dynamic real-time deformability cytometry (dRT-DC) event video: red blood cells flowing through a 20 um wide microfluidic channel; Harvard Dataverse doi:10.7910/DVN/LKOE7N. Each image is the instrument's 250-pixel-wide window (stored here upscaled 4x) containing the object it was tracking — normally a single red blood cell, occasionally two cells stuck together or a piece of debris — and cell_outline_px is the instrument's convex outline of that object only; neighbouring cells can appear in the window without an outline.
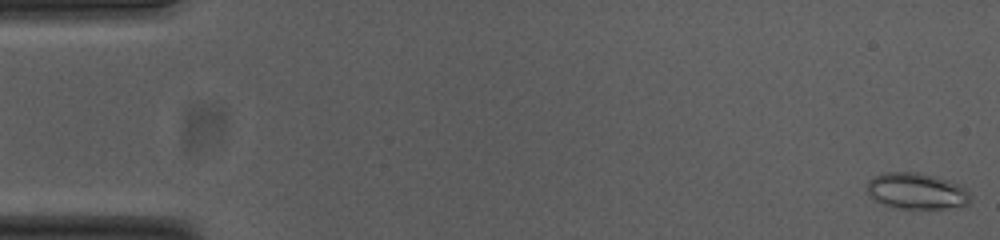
{"species": "common noctule bat (a hibernating species)", "species_latin": "Nyctalus noctula", "temperature_condition": "cold", "stored_images_in_passage": 54, "camera_frame_rate_fps": 3000, "um_per_image_px": 0.085, "animal": {"sex": "female", "body_mass_g": 23.0, "forearm_length_mm": 53.4}, "frame": {"image": 1, "passage_image": 1, "time_ms": 0.0, "image_size_px": [1000, 240], "cell_outline_px": [[972, 196], [968, 204], [960, 208], [892, 208], [876, 200], [868, 192], [868, 180], [872, 176], [884, 172], [916, 172], [948, 180], [960, 184]], "centroid_in_image_um": [77.94, 16.24], "position_along_channel_um": 7.1, "area_um2": 21.85}}
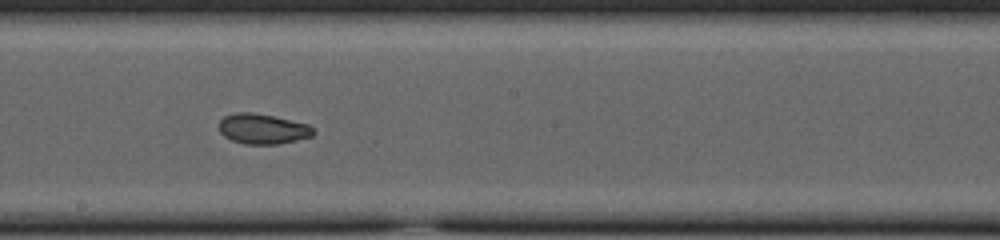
{"frame": {"image": 2, "passage_image": 30, "time_ms": 9.667, "image_size_px": [1000, 240], "cell_outline_px": [[316, 132], [312, 136], [296, 140], [276, 144], [244, 144], [232, 140], [224, 136], [220, 132], [220, 120], [224, 116], [236, 112], [252, 112], [272, 116], [308, 124]], "centroid_in_image_um": [22.32, 10.95], "position_along_channel_um": 225.9, "area_um2": 16.47}}
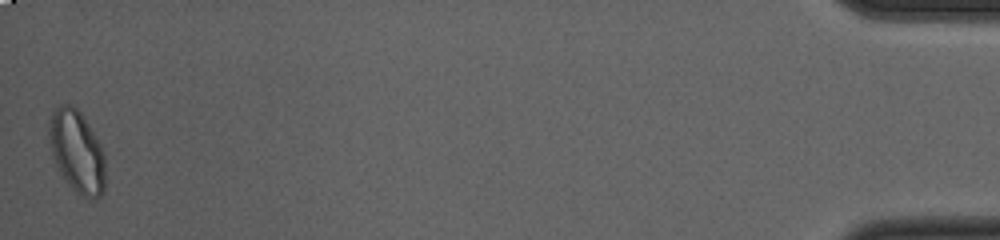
{"frame": {"image": 3, "passage_image": 54, "time_ms": 17.667, "image_size_px": [1000, 240], "cell_outline_px": [[104, 192], [96, 200], [88, 200], [80, 196], [64, 180], [56, 164], [48, 140], [48, 124], [52, 112], [60, 104], [72, 104], [84, 116], [100, 144], [104, 152]], "centroid_in_image_um": [6.53, 12.89], "position_along_channel_um": 428.7, "area_um2": 27.28}, "authors_computed_cell_mechanics": {"area_um2": 18.5538, "velocity_mm_per_s": 3.7405, "shape_relaxation_time_tau1_ms": 3.4469, "shape_relaxation_time_tau2_ms": 2.341, "deformation_change_tau1": 0.1144, "deformation_change_tau2": 0.067}}